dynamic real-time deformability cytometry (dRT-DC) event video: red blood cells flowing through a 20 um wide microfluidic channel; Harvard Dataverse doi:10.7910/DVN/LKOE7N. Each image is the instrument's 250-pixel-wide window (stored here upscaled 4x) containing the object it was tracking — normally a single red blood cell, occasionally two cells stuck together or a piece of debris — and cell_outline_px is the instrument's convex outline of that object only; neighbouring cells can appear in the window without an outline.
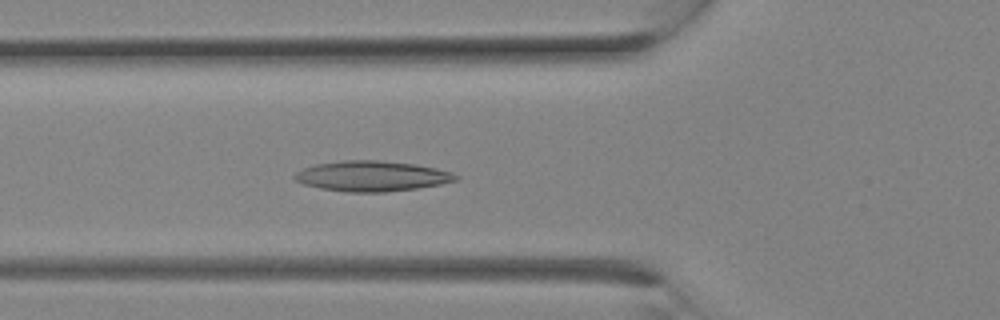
{"species": "Egyptian fruit bat (a non-hibernating species)", "species_latin": "Rousettus aegyptiacus", "temperature_condition": "room temperature", "stored_images_in_passage": 14, "camera_frame_rate_fps": 3000, "um_per_image_px": 0.085, "animal": {"sex": "female"}, "frame": {"image": 1, "passage_image": 7, "time_ms": 2.0, "image_size_px": [1000, 320], "cell_outline_px": [[460, 176], [456, 180], [440, 184], [416, 188], [384, 192], [348, 192], [320, 188], [304, 184], [296, 180], [292, 176], [296, 172], [304, 168], [316, 164], [344, 160], [380, 160], [416, 164], [436, 168], [452, 172]], "centroid_in_image_um": [31.61, 14.96], "position_along_channel_um": 94.2, "area_um2": 28.44}}
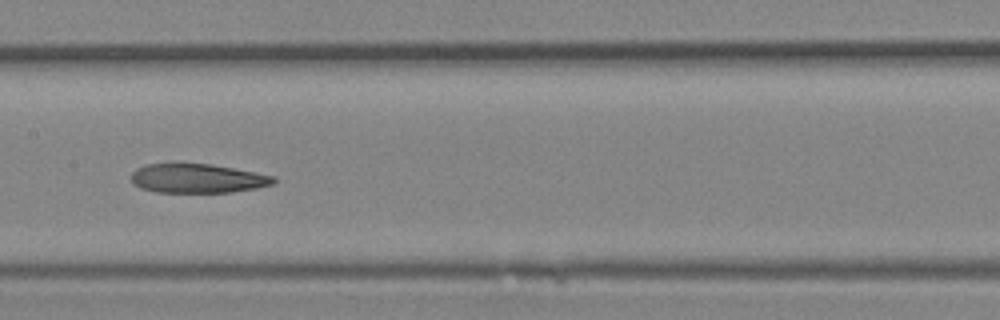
{"frame": {"image": 2, "passage_image": 11, "time_ms": 3.333, "image_size_px": [1000, 320], "cell_outline_px": [[276, 180], [272, 184], [256, 188], [232, 192], [156, 192], [140, 188], [132, 184], [132, 172], [136, 168], [144, 164], [172, 160], [180, 160], [212, 164], [256, 172], [276, 176]], "centroid_in_image_um": [16.71, 15.1], "position_along_channel_um": 190.7, "area_um2": 25.32}}
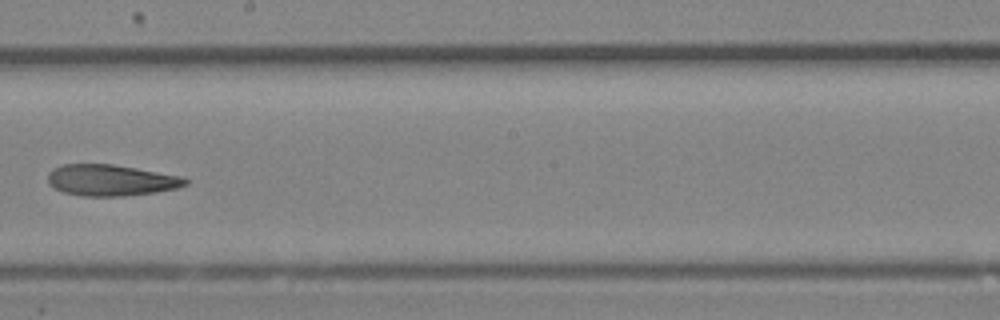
{"frame": {"image": 3, "passage_image": 13, "time_ms": 4.0, "image_size_px": [1000, 320], "cell_outline_px": [[188, 184], [176, 188], [156, 192], [124, 196], [80, 196], [64, 192], [48, 184], [48, 172], [52, 168], [64, 164], [112, 164], [184, 176], [188, 180]], "centroid_in_image_um": [9.43, 15.31], "position_along_channel_um": 238.8, "area_um2": 25.14}}